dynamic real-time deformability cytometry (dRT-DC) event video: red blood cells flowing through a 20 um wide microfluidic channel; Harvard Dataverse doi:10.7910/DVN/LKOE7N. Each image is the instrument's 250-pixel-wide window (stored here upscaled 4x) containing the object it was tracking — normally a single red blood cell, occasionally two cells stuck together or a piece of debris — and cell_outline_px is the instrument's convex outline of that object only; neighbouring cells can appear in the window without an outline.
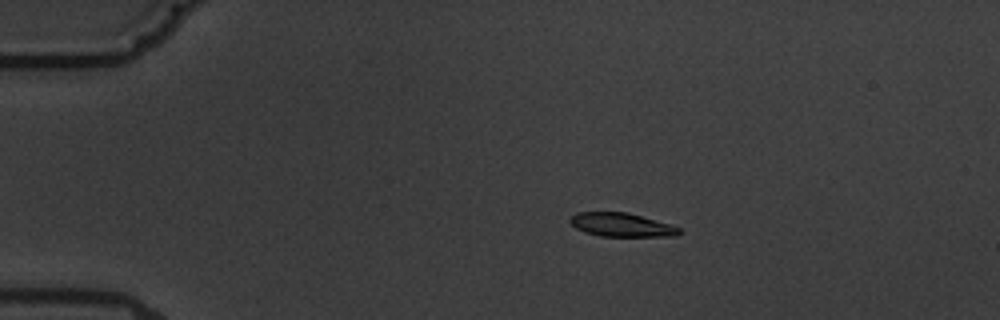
{"species": "common noctule bat (a hibernating species)", "species_latin": "Nyctalus noctula", "temperature_condition": "warm", "stored_images_in_passage": 7, "camera_frame_rate_fps": 3000, "um_per_image_px": 0.085, "animal": {"sex": "male", "body_mass_g": 19.5, "forearm_length_mm": 54.6}, "frame": {"image": 1, "passage_image": 4, "time_ms": 3.667, "image_size_px": [1000, 320], "cell_outline_px": [[684, 232], [676, 236], [600, 236], [584, 232], [576, 228], [568, 220], [576, 212], [628, 212], [672, 224], [680, 228]], "centroid_in_image_um": [52.87, 19.11], "position_along_channel_um": 32.1, "area_um2": 15.26}}